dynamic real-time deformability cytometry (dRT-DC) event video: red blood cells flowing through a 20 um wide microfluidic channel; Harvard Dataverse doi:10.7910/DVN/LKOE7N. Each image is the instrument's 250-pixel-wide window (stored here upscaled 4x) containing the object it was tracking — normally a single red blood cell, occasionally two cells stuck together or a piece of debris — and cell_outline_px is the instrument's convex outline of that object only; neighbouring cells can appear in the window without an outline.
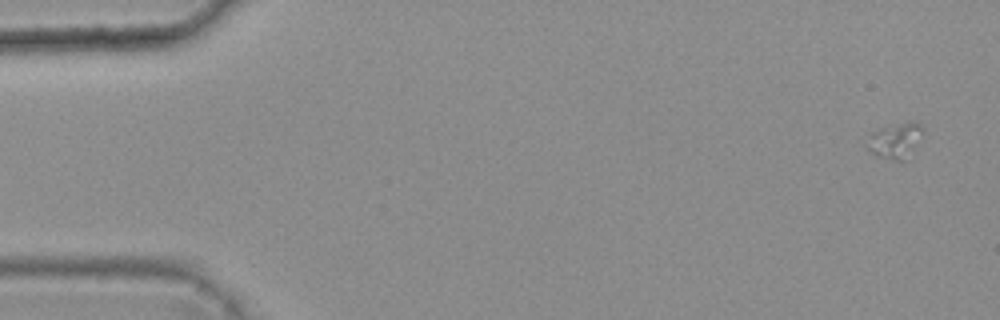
{"species": "common noctule bat (a hibernating species)", "species_latin": "Nyctalus noctula", "temperature_condition": "warm", "stored_images_in_passage": 5, "camera_frame_rate_fps": 3000, "um_per_image_px": 0.085, "animal": {"sex": "female", "body_mass_g": 25.1}, "frame": {"image": 1, "passage_image": 1, "time_ms": 0.0, "image_size_px": [1000, 320], "cell_outline_px": [[924, 128], [912, 148], [900, 160], [896, 160], [876, 156], [864, 144], [872, 132], [880, 128], [912, 120], [916, 120]], "centroid_in_image_um": [76.03, 11.88], "position_along_channel_um": 9.0, "area_um2": 10.98}}